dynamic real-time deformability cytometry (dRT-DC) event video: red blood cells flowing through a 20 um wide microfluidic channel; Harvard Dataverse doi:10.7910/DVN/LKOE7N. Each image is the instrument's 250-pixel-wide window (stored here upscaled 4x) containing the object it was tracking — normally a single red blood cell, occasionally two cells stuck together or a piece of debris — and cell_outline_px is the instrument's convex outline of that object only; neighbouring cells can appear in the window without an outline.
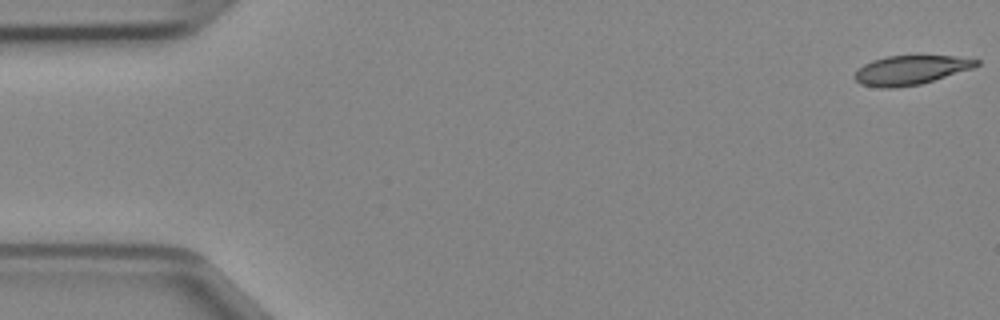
{"species": "Egyptian fruit bat (a non-hibernating species)", "species_latin": "Rousettus aegyptiacus", "temperature_condition": "cold", "stored_images_in_passage": 47, "camera_frame_rate_fps": 3000, "um_per_image_px": 0.085, "animal": {"sex": "female"}, "frame": {"image": 1, "passage_image": 1, "time_ms": 0.0, "image_size_px": [1000, 320], "cell_outline_px": [[980, 64], [972, 68], [920, 84], [892, 88], [880, 88], [860, 84], [852, 76], [864, 64], [872, 60], [884, 56], [916, 52], [952, 56], [980, 60]], "centroid_in_image_um": [77.39, 5.9], "position_along_channel_um": 7.6, "area_um2": 21.5}}
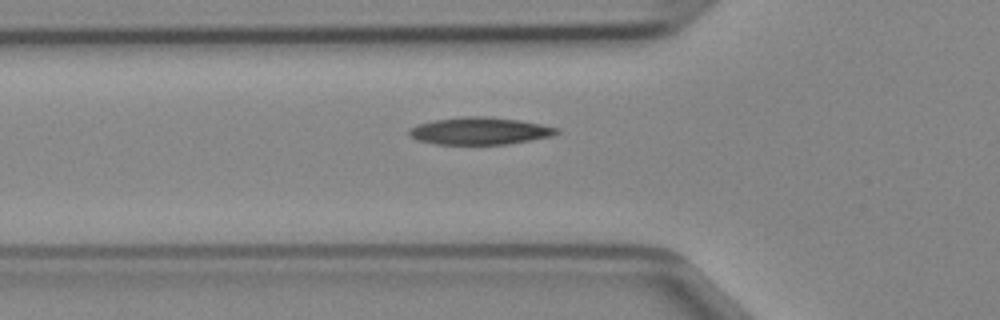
{"frame": {"image": 2, "passage_image": 16, "time_ms": 5.0, "image_size_px": [1000, 320], "cell_outline_px": [[560, 132], [552, 136], [508, 144], [436, 144], [416, 140], [408, 136], [408, 128], [420, 124], [436, 120], [464, 116], [484, 116], [520, 120], [560, 128]], "centroid_in_image_um": [40.78, 11.13], "position_along_channel_um": 85.0, "area_um2": 23.47}}
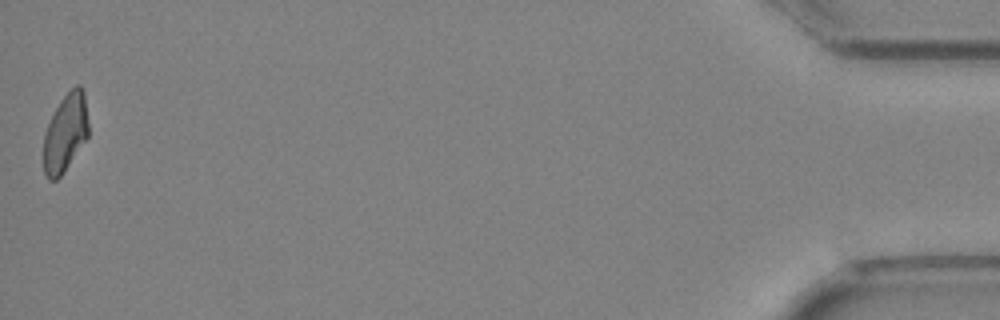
{"frame": {"image": 3, "passage_image": 47, "time_ms": 15.333, "image_size_px": [1000, 320], "cell_outline_px": [[88, 136], [64, 172], [56, 180], [48, 180], [44, 172], [44, 132], [60, 100], [76, 84], [80, 84], [84, 92], [88, 124]], "centroid_in_image_um": [5.56, 11.29], "position_along_channel_um": 429.6, "area_um2": 20.23}}